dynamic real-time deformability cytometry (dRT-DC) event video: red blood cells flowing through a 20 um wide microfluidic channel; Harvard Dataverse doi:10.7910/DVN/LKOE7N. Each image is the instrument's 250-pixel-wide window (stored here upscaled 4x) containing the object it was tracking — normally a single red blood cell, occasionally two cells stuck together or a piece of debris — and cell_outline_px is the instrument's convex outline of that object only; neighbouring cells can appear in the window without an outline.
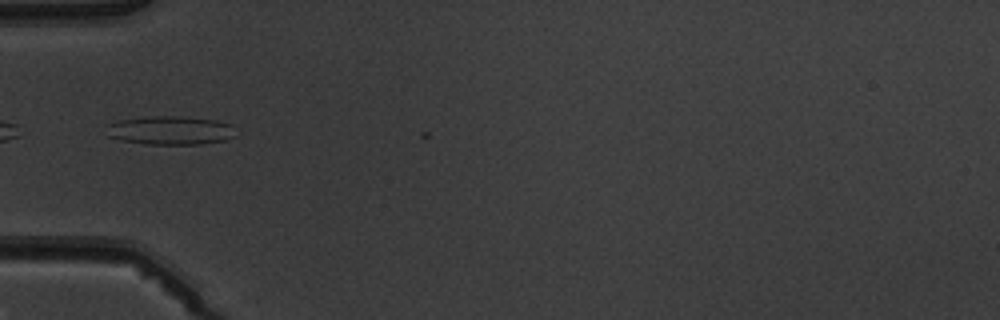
{"species": "common noctule bat (a hibernating species)", "species_latin": "Nyctalus noctula", "temperature_condition": "warm", "stored_images_in_passage": 7, "camera_frame_rate_fps": 3000, "um_per_image_px": 0.085, "animal": {"sex": "male", "body_mass_g": 19.5, "forearm_length_mm": 54.6}, "frame": {"image": 1, "passage_image": 5, "time_ms": 5.667, "image_size_px": [1000, 320], "cell_outline_px": [[236, 136], [228, 140], [200, 144], [148, 144], [120, 140], [108, 136], [108, 124], [120, 120], [144, 116], [184, 116], [216, 120], [232, 124]], "centroid_in_image_um": [14.53, 11.08], "position_along_channel_um": 70.5, "area_um2": 21.79}}